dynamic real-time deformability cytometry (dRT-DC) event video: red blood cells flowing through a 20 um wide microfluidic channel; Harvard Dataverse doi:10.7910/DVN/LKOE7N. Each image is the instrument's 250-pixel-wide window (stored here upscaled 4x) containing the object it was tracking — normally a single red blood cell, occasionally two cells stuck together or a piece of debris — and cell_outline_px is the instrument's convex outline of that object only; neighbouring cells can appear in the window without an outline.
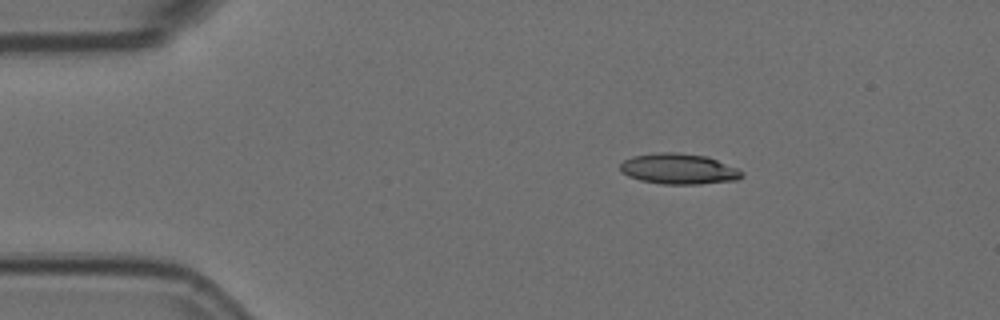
{"species": "Egyptian fruit bat (a non-hibernating species)", "species_latin": "Rousettus aegyptiacus", "temperature_condition": "room temperature", "stored_images_in_passage": 3, "camera_frame_rate_fps": 3000, "um_per_image_px": 0.085, "animal": {"sex": "female"}, "frame": {"image": 1, "passage_image": 1, "time_ms": 0.0, "image_size_px": [1000, 320], "cell_outline_px": [[744, 176], [736, 180], [700, 184], [664, 184], [640, 180], [628, 176], [620, 172], [620, 164], [624, 160], [632, 156], [656, 152], [676, 152], [704, 156], [716, 160], [736, 168], [744, 172]], "centroid_in_image_um": [57.66, 14.36], "position_along_channel_um": 27.3, "area_um2": 21.68}}